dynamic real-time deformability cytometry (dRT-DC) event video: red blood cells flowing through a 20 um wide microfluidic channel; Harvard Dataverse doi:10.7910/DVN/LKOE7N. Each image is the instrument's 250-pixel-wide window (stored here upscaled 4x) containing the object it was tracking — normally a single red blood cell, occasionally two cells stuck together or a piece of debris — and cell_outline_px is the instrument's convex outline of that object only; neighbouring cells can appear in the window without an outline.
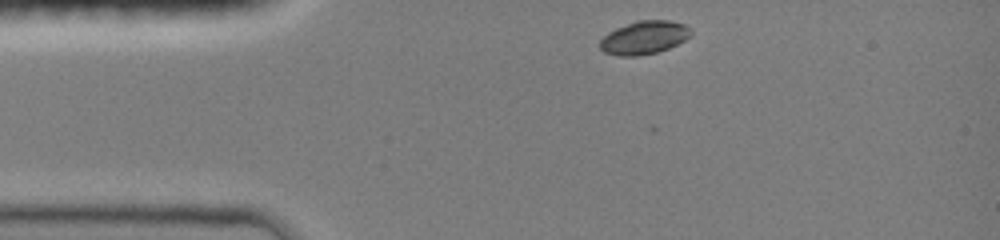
{"species": "common noctule bat (a hibernating species)", "species_latin": "Nyctalus noctula", "temperature_condition": "room temperature", "stored_images_in_passage": 34, "camera_frame_rate_fps": 3000, "um_per_image_px": 0.085, "animal": {"sex": "female", "body_mass_g": 19.0, "forearm_length_mm": 51.5}, "frame": {"image": 1, "passage_image": 1, "time_ms": 0.0, "image_size_px": [1000, 240], "cell_outline_px": [[692, 32], [684, 40], [668, 48], [656, 52], [636, 56], [620, 56], [604, 52], [600, 48], [600, 40], [608, 32], [616, 28], [636, 20], [668, 20], [684, 24], [692, 28]], "centroid_in_image_um": [54.74, 3.18], "position_along_channel_um": 30.3, "area_um2": 17.51}}
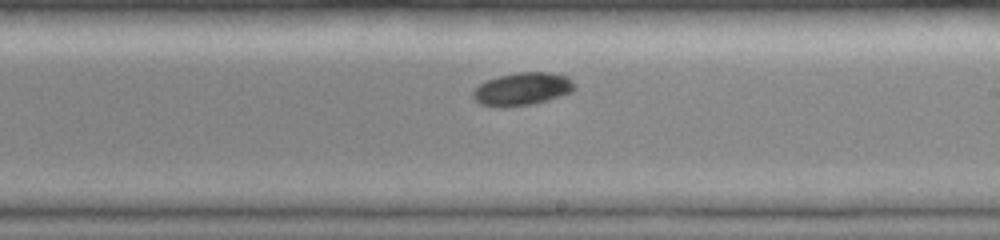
{"frame": {"image": 2, "passage_image": 20, "time_ms": 6.333, "image_size_px": [1000, 240], "cell_outline_px": [[576, 88], [572, 92], [548, 100], [532, 104], [480, 104], [472, 96], [472, 92], [480, 84], [496, 76], [516, 72], [548, 72], [568, 76], [572, 80]], "centroid_in_image_um": [44.46, 7.51], "position_along_channel_um": 244.5, "area_um2": 18.84}}
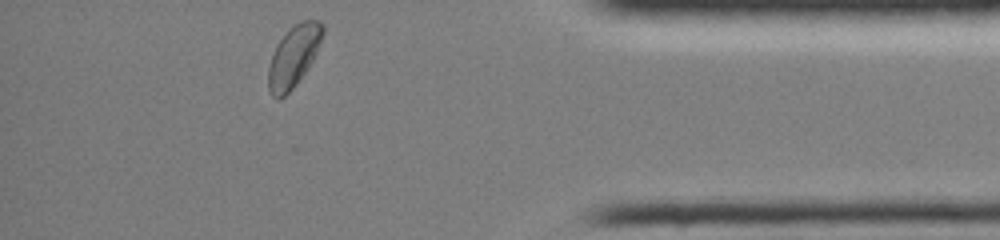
{"frame": {"image": 3, "passage_image": 34, "time_ms": 11.0, "image_size_px": [1000, 240], "cell_outline_px": [[324, 32], [316, 52], [312, 60], [304, 72], [292, 88], [280, 100], [276, 100], [272, 96], [268, 88], [268, 68], [276, 44], [288, 28], [300, 20], [320, 20], [324, 24]], "centroid_in_image_um": [24.94, 4.75], "position_along_channel_um": 410.3, "area_um2": 19.36}, "authors_computed_cell_mechanics": {"area_um2": 19.0451, "velocity_mm_per_s": 3.9996, "shape_relaxation_time_tau1_ms": 1.7455, "shape_relaxation_time_tau2_ms": null, "deformation_change_tau1": 0.0778, "deformation_change_tau2": null}}